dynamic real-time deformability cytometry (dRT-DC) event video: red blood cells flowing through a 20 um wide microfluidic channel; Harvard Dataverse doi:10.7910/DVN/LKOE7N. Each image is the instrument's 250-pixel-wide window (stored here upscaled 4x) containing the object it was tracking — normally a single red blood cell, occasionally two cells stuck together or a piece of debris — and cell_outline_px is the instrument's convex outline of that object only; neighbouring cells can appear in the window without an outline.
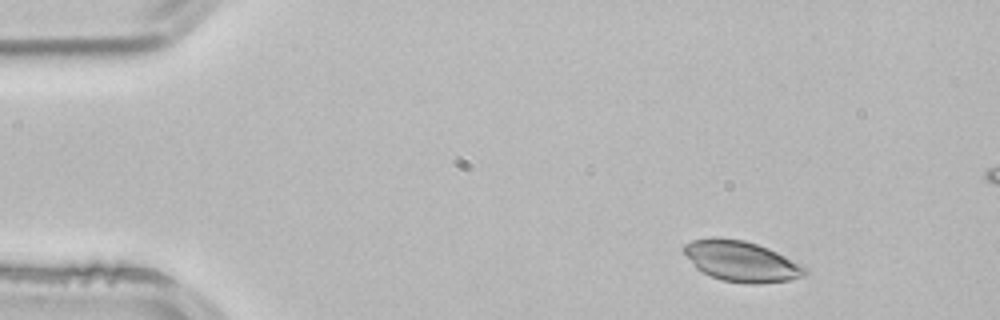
{"species": "common noctule bat (a hibernating species)", "species_latin": "Nyctalus noctula", "temperature_condition": "room temperature", "stored_images_in_passage": 3, "camera_frame_rate_fps": 3000, "um_per_image_px": 0.085, "animal": {"sex": "male", "body_mass_g": 21.5, "forearm_length_mm": 52.0}, "frame": {"image": 1, "passage_image": 1, "time_ms": 0.0, "image_size_px": [1000, 320], "cell_outline_px": [[808, 272], [804, 276], [788, 280], [756, 284], [744, 284], [720, 280], [696, 268], [684, 252], [684, 244], [692, 240], [712, 236], [744, 240], [768, 248], [808, 268]], "centroid_in_image_um": [63.0, 22.2], "position_along_channel_um": 22.0, "area_um2": 28.55}}